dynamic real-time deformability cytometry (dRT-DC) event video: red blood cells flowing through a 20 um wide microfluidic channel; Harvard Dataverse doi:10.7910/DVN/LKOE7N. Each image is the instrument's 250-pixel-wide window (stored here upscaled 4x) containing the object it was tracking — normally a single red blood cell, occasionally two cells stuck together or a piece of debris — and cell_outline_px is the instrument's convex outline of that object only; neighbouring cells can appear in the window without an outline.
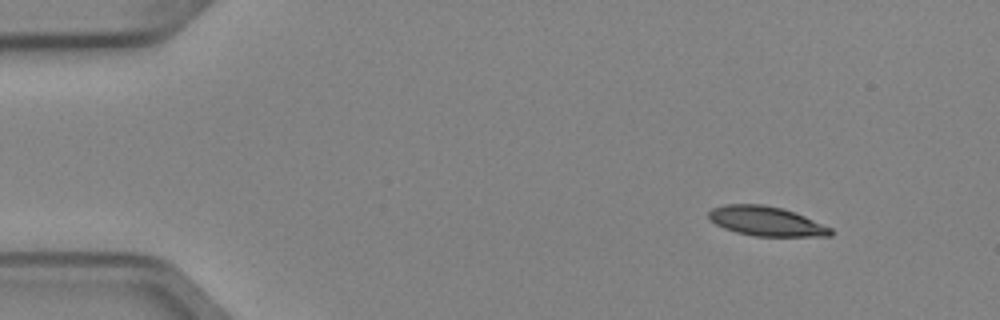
{"species": "Egyptian fruit bat (a non-hibernating species)", "species_latin": "Rousettus aegyptiacus", "temperature_condition": "cold", "stored_images_in_passage": 7, "camera_frame_rate_fps": 3000, "um_per_image_px": 0.085, "animal": {"sex": "female"}, "frame": {"image": 1, "passage_image": 1, "time_ms": 0.0, "image_size_px": [1000, 320], "cell_outline_px": [[832, 236], [752, 236], [736, 232], [724, 228], [708, 220], [708, 212], [712, 208], [724, 204], [764, 204], [784, 208], [804, 216], [832, 228]], "centroid_in_image_um": [65.09, 18.79], "position_along_channel_um": 19.9, "area_um2": 21.1}}
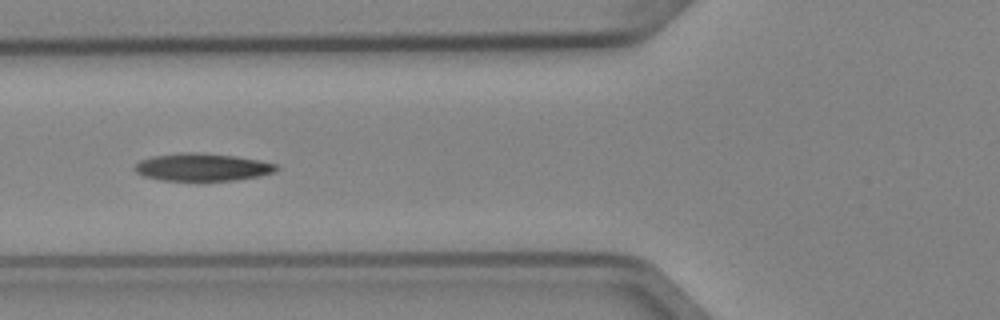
{"frame": {"image": 2, "passage_image": 4, "time_ms": 1.0, "image_size_px": [1000, 320], "cell_outline_px": [[280, 168], [276, 172], [260, 176], [236, 180], [164, 180], [144, 176], [136, 172], [132, 168], [140, 160], [152, 156], [180, 152], [196, 152], [236, 156], [260, 160], [276, 164]], "centroid_in_image_um": [17.22, 14.2], "position_along_channel_um": 108.6, "area_um2": 22.89}}
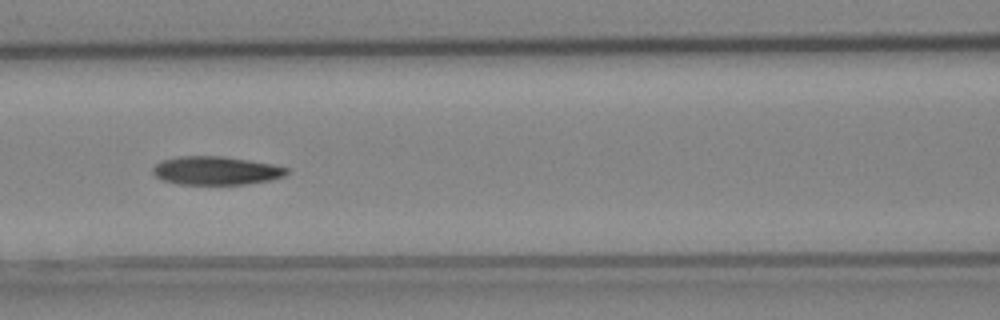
{"frame": {"image": 3, "passage_image": 5, "time_ms": 1.333, "image_size_px": [1000, 320], "cell_outline_px": [[288, 172], [284, 176], [268, 180], [244, 184], [180, 184], [164, 180], [156, 176], [152, 172], [152, 168], [160, 160], [176, 156], [224, 156], [272, 164], [288, 168]], "centroid_in_image_um": [18.32, 14.49], "position_along_channel_um": 148.3, "area_um2": 22.08}}